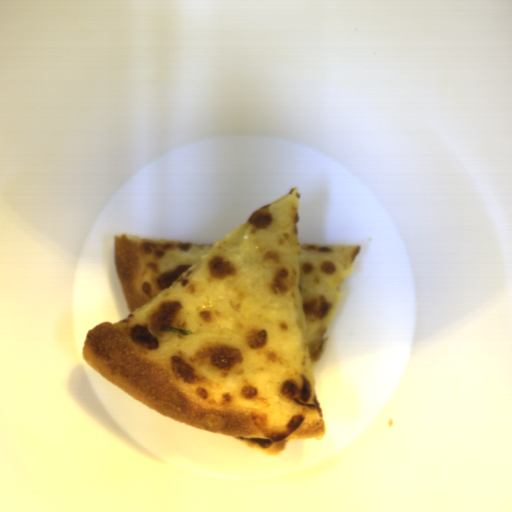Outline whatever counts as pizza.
Listing matches in <instances>:
<instances>
[{
  "label": "pizza",
  "instance_id": "1",
  "mask_svg": "<svg viewBox=\"0 0 512 512\" xmlns=\"http://www.w3.org/2000/svg\"><path fill=\"white\" fill-rule=\"evenodd\" d=\"M301 192L217 243L114 236L130 315L87 331L83 359L178 423L273 456L327 433L314 368L362 245L300 243Z\"/></svg>",
  "mask_w": 512,
  "mask_h": 512
}]
</instances>
